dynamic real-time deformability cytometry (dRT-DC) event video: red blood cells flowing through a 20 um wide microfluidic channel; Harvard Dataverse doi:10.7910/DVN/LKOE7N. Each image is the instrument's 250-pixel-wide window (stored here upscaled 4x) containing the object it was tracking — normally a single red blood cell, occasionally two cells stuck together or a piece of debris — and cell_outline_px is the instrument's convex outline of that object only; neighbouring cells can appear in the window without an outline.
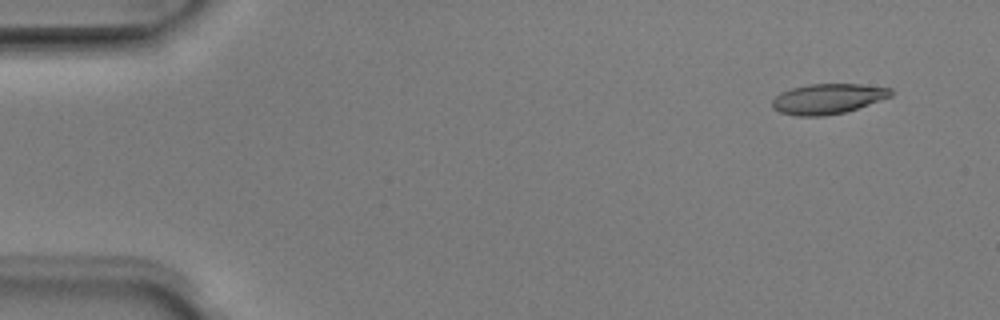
{"species": "Egyptian fruit bat (a non-hibernating species)", "species_latin": "Rousettus aegyptiacus", "temperature_condition": "room temperature", "stored_images_in_passage": 48, "camera_frame_rate_fps": 3000, "um_per_image_px": 0.085, "animal": {"sex": "male"}, "frame": {"image": 1, "passage_image": 1, "time_ms": 0.0, "image_size_px": [1000, 320], "cell_outline_px": [[892, 96], [844, 112], [824, 116], [796, 116], [780, 112], [772, 108], [772, 100], [780, 92], [792, 88], [808, 84], [860, 84], [892, 88]], "centroid_in_image_um": [70.33, 8.39], "position_along_channel_um": 14.7, "area_um2": 20.81}}
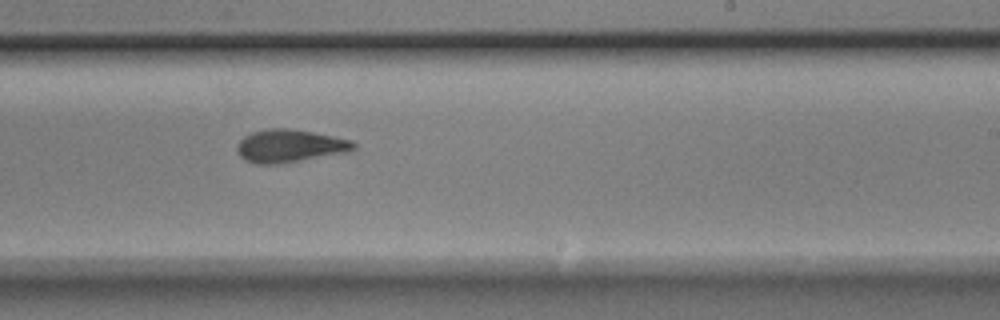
{"frame": {"image": 2, "passage_image": 28, "time_ms": 9.0, "image_size_px": [1000, 320], "cell_outline_px": [[356, 148], [348, 152], [276, 164], [256, 164], [244, 160], [236, 152], [236, 148], [240, 140], [244, 136], [252, 132], [264, 128], [288, 128], [312, 132], [352, 140], [356, 144]], "centroid_in_image_um": [24.59, 12.4], "position_along_channel_um": 264.4, "area_um2": 22.31}}
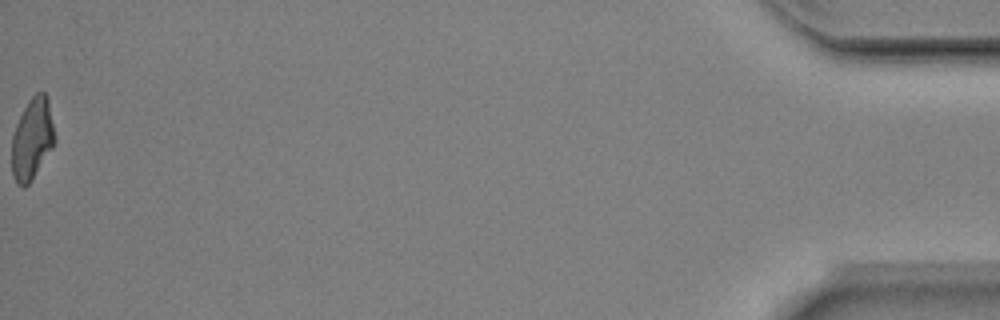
{"frame": {"image": 3, "passage_image": 48, "time_ms": 15.667, "image_size_px": [1000, 320], "cell_outline_px": [[56, 140], [52, 148], [32, 180], [24, 188], [16, 184], [12, 176], [12, 136], [16, 124], [28, 100], [36, 92], [44, 92], [48, 96], [56, 136]], "centroid_in_image_um": [2.75, 11.81], "position_along_channel_um": 432.5, "area_um2": 20.69}, "authors_computed_cell_mechanics": {"area_um2": 21.5594, "velocity_mm_per_s": 4.0251, "shape_relaxation_time_tau1_ms": 4.0961, "shape_relaxation_time_tau2_ms": 2.0814, "deformation_change_tau1": 0.1634, "deformation_change_tau2": 0.0951}}